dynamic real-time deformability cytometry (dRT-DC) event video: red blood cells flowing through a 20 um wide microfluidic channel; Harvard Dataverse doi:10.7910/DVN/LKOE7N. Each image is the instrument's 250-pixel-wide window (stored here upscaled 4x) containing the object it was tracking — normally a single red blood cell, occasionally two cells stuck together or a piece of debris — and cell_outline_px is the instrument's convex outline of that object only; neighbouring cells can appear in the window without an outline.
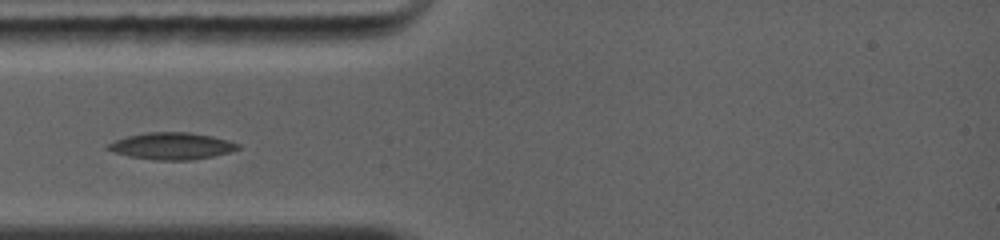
{"species": "common noctule bat (a hibernating species)", "species_latin": "Nyctalus noctula", "temperature_condition": "warm", "stored_images_in_passage": 19, "camera_frame_rate_fps": 5000, "um_per_image_px": 0.085, "animal": {"sex": "female", "body_mass_g": 19.0, "forearm_length_mm": 56.7}, "frame": {"image": 1, "passage_image": 4, "time_ms": 2.4, "image_size_px": [1000, 240], "cell_outline_px": [[240, 148], [228, 152], [212, 156], [192, 160], [156, 160], [128, 156], [112, 152], [104, 148], [108, 144], [116, 140], [128, 136], [148, 132], [188, 132], [212, 136], [228, 140], [240, 144]], "centroid_in_image_um": [14.58, 12.41], "position_along_channel_um": 70.4, "area_um2": 20.29}}
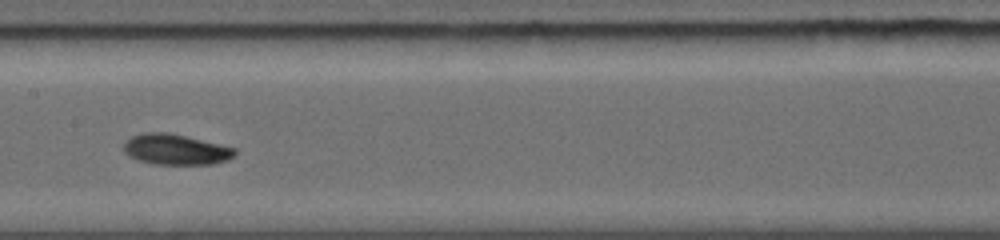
{"frame": {"image": 2, "passage_image": 11, "time_ms": 5.2, "image_size_px": [1000, 240], "cell_outline_px": [[236, 156], [228, 160], [212, 164], [152, 164], [128, 156], [124, 152], [124, 140], [132, 136], [144, 132], [168, 132], [220, 144], [236, 148]], "centroid_in_image_um": [14.94, 12.7], "position_along_channel_um": 192.5, "area_um2": 19.94}}
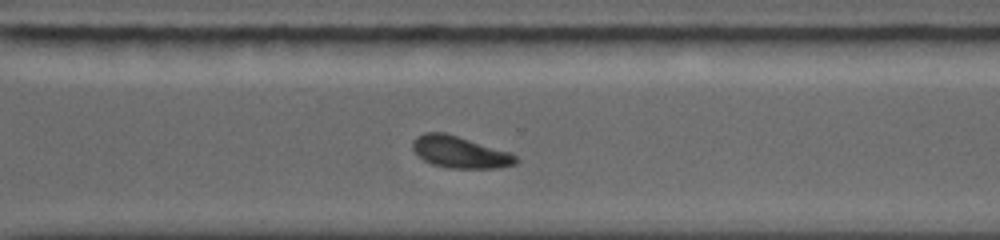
{"frame": {"image": 3, "passage_image": 19, "time_ms": 8.4, "image_size_px": [1000, 240], "cell_outline_px": [[520, 160], [516, 164], [496, 168], [448, 168], [432, 164], [424, 160], [412, 148], [412, 140], [416, 136], [424, 132], [444, 132], [508, 152], [516, 156]], "centroid_in_image_um": [39.07, 12.93], "position_along_channel_um": 331.5, "area_um2": 18.9}}